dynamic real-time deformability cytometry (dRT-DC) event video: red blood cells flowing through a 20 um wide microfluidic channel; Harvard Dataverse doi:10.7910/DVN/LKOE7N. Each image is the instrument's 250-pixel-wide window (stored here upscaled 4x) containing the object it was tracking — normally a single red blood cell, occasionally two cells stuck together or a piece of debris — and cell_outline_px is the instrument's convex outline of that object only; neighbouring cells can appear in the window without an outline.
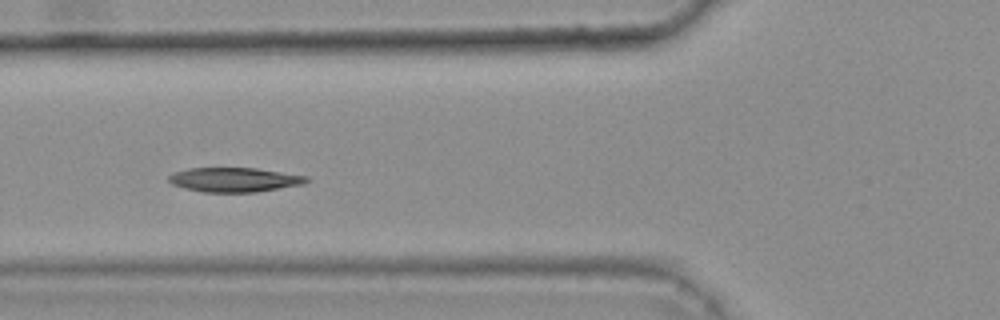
{"species": "common noctule bat (a hibernating species)", "species_latin": "Nyctalus noctula", "temperature_condition": "warm", "stored_images_in_passage": 45, "camera_frame_rate_fps": 3000, "um_per_image_px": 0.085, "animal": {"sex": "female", "body_mass_g": 25.1}, "frame": {"image": 1, "passage_image": 20, "time_ms": 6.333, "image_size_px": [1000, 320], "cell_outline_px": [[312, 180], [304, 184], [256, 192], [204, 192], [184, 188], [172, 184], [168, 180], [168, 176], [172, 172], [188, 168], [256, 168], [308, 176]], "centroid_in_image_um": [19.93, 15.27], "position_along_channel_um": 105.9, "area_um2": 19.71}, "authors_computed_cell_mechanics": {"area_um2": 20.3456, "velocity_mm_per_s": 3.7716, "shape_relaxation_time_tau1_ms": 5.2551, "shape_relaxation_time_tau2_ms": null, "deformation_change_tau1": 0.134, "deformation_change_tau2": null}}